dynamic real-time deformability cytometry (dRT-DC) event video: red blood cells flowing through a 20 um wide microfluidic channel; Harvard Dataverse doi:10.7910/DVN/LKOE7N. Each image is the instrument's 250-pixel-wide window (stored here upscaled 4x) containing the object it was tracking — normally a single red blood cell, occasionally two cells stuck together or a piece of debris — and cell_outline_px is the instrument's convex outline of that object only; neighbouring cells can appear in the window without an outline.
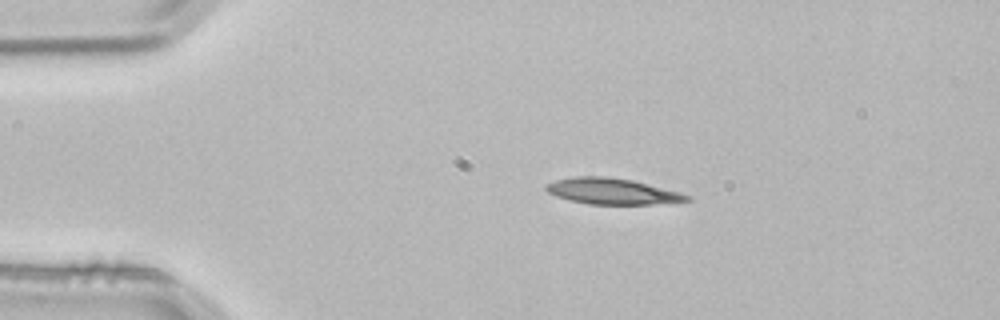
{"species": "common noctule bat (a hibernating species)", "species_latin": "Nyctalus noctula", "temperature_condition": "room temperature", "stored_images_in_passage": 2, "camera_frame_rate_fps": 3000, "um_per_image_px": 0.085, "animal": {"sex": "male", "body_mass_g": 21.5, "forearm_length_mm": 52.0}, "frame": {"image": 1, "passage_image": 1, "time_ms": 0.0, "image_size_px": [1000, 320], "cell_outline_px": [[692, 200], [652, 204], [588, 204], [556, 196], [548, 192], [544, 188], [544, 184], [556, 180], [576, 176], [608, 176], [632, 180], [680, 192], [692, 196]], "centroid_in_image_um": [52.03, 16.25], "position_along_channel_um": 33.0, "area_um2": 21.27}}
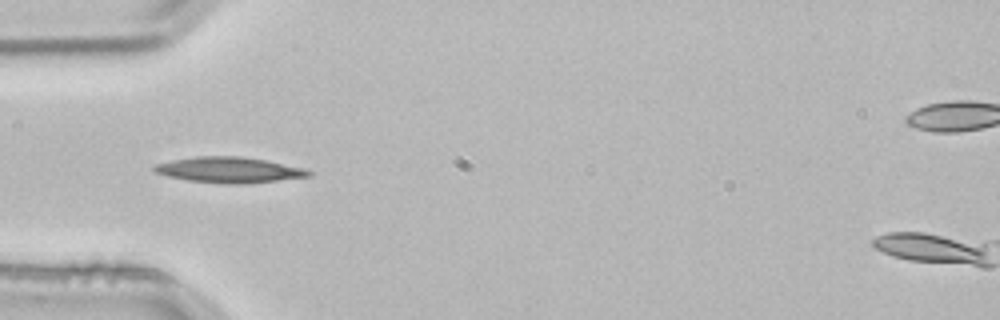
{"frame": {"image": 2, "passage_image": 2, "time_ms": 0.333, "image_size_px": [1000, 320], "cell_outline_px": [[312, 176], [244, 184], [228, 184], [188, 180], [168, 176], [152, 172], [152, 164], [172, 160], [196, 156], [240, 156], [264, 160], [304, 168], [312, 172]], "centroid_in_image_um": [19.42, 14.44], "position_along_channel_um": 65.6, "area_um2": 23.12}}